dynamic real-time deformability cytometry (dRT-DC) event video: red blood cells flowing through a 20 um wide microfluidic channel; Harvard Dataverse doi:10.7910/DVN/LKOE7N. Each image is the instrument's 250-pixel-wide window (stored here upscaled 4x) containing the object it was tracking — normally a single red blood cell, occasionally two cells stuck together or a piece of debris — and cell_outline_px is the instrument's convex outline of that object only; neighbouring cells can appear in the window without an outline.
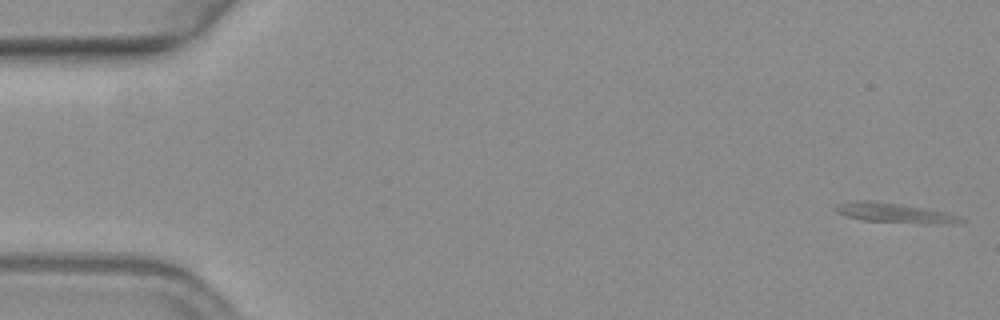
{"species": "common noctule bat (a hibernating species)", "species_latin": "Nyctalus noctula", "temperature_condition": "warm", "stored_images_in_passage": 17, "camera_frame_rate_fps": 3000, "um_per_image_px": 0.085, "animal": {"sex": "female", "body_mass_g": 19.3, "forearm_length_mm": 54.1}, "frame": {"image": 1, "passage_image": 1, "time_ms": 0.0, "image_size_px": [1000, 320], "cell_outline_px": [[968, 220], [952, 224], [936, 224], [860, 220], [844, 216], [836, 212], [832, 208], [836, 204], [852, 200], [876, 200], [948, 212], [964, 216]], "centroid_in_image_um": [76.05, 18.09], "position_along_channel_um": 8.9, "area_um2": 14.91}}
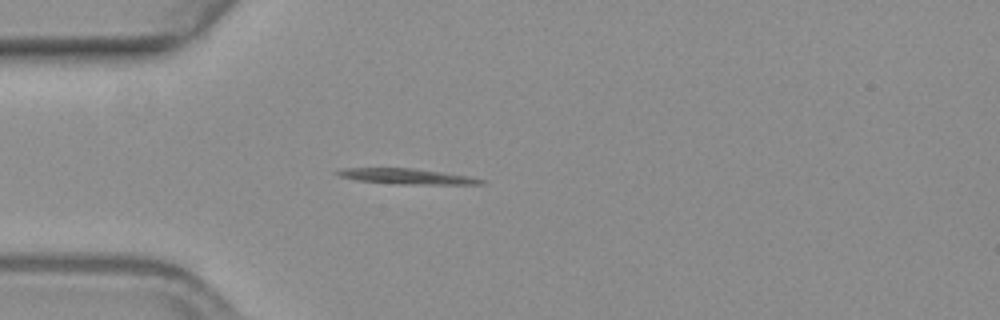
{"frame": {"image": 2, "passage_image": 15, "time_ms": 4.667, "image_size_px": [1000, 320], "cell_outline_px": [[488, 180], [484, 184], [396, 184], [356, 180], [340, 176], [336, 172], [348, 168], [412, 168], [468, 176]], "centroid_in_image_um": [34.64, 15.0], "position_along_channel_um": 50.4, "area_um2": 12.72}}